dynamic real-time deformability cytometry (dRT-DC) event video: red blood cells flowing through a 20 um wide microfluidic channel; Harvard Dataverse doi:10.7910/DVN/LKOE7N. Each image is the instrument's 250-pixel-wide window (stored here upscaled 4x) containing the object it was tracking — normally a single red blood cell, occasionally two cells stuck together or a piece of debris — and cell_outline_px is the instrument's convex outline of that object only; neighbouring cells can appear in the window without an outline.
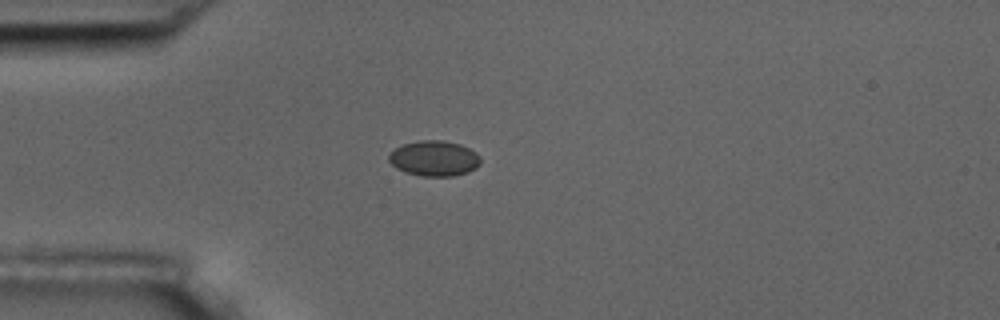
{"species": "common noctule bat (a hibernating species)", "species_latin": "Nyctalus noctula", "temperature_condition": "room temperature", "stored_images_in_passage": 6, "camera_frame_rate_fps": 3000, "um_per_image_px": 0.085, "animal": {"sex": "male", "body_mass_g": 17.5, "forearm_length_mm": 52.3}, "frame": {"image": 1, "passage_image": 3, "time_ms": 2.333, "image_size_px": [1000, 320], "cell_outline_px": [[480, 164], [476, 168], [468, 172], [452, 176], [420, 176], [396, 168], [388, 160], [388, 156], [396, 148], [404, 144], [420, 140], [444, 140], [460, 144], [476, 152], [480, 156]], "centroid_in_image_um": [36.93, 13.46], "position_along_channel_um": 48.1, "area_um2": 18.84}}
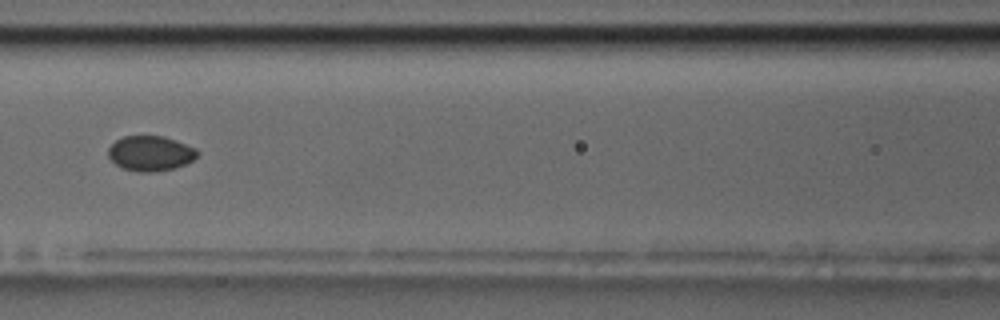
{"frame": {"image": 2, "passage_image": 6, "time_ms": 5.667, "image_size_px": [1000, 320], "cell_outline_px": [[200, 152], [192, 160], [176, 168], [152, 172], [140, 172], [124, 168], [116, 164], [108, 156], [108, 148], [116, 140], [124, 136], [164, 136], [196, 148]], "centroid_in_image_um": [12.79, 13.03], "position_along_channel_um": 153.8, "area_um2": 18.09}}